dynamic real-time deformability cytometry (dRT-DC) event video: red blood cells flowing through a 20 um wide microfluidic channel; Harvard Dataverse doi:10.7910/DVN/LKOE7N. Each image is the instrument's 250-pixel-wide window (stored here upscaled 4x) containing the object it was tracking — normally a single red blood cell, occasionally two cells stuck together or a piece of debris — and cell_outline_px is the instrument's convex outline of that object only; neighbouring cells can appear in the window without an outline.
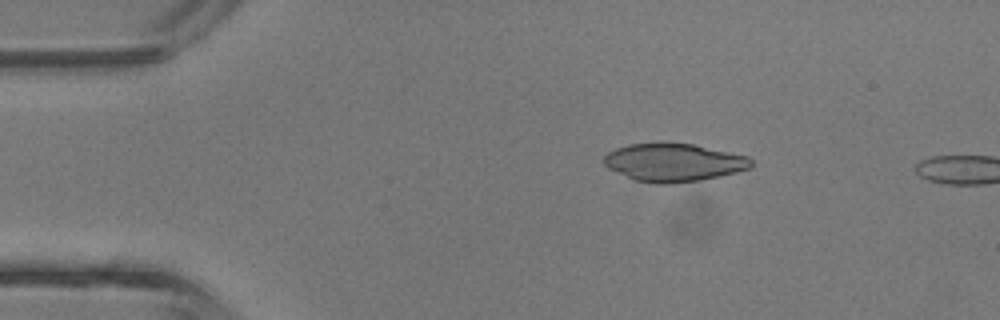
{"species": "common noctule bat (a hibernating species)", "species_latin": "Nyctalus noctula", "temperature_condition": "room temperature", "stored_images_in_passage": 3, "camera_frame_rate_fps": 3000, "um_per_image_px": 0.085, "animal": {"sex": "male", "body_mass_g": 13.3}, "frame": {"image": 1, "passage_image": 2, "time_ms": 0.333, "image_size_px": [1000, 320], "cell_outline_px": [[752, 168], [720, 176], [700, 180], [672, 184], [656, 184], [632, 180], [608, 168], [604, 164], [604, 156], [608, 152], [616, 148], [628, 144], [664, 140], [692, 144], [748, 156], [752, 160]], "centroid_in_image_um": [57.22, 13.79], "position_along_channel_um": 27.8, "area_um2": 33.41}}